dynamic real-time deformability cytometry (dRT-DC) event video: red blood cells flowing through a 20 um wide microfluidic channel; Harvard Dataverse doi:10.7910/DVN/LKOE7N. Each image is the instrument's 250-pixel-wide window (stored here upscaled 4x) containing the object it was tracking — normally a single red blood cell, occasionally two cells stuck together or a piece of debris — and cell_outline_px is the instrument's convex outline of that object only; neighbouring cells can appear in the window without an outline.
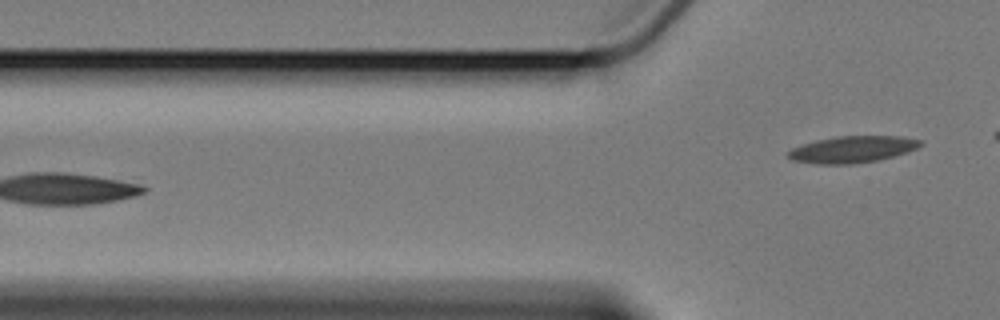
{"species": "Egyptian fruit bat (a non-hibernating species)", "species_latin": "Rousettus aegyptiacus", "temperature_condition": "cold", "stored_images_in_passage": 5, "camera_frame_rate_fps": 3000, "um_per_image_px": 0.085, "animal": {"sex": "female"}, "frame": {"image": 1, "passage_image": 5, "time_ms": 6.333, "image_size_px": [1000, 320], "cell_outline_px": [[924, 144], [908, 152], [876, 160], [852, 164], [816, 164], [792, 160], [788, 156], [788, 152], [792, 148], [816, 140], [836, 136], [900, 136], [920, 140]], "centroid_in_image_um": [72.45, 12.69], "position_along_channel_um": 53.3, "area_um2": 20.4}}